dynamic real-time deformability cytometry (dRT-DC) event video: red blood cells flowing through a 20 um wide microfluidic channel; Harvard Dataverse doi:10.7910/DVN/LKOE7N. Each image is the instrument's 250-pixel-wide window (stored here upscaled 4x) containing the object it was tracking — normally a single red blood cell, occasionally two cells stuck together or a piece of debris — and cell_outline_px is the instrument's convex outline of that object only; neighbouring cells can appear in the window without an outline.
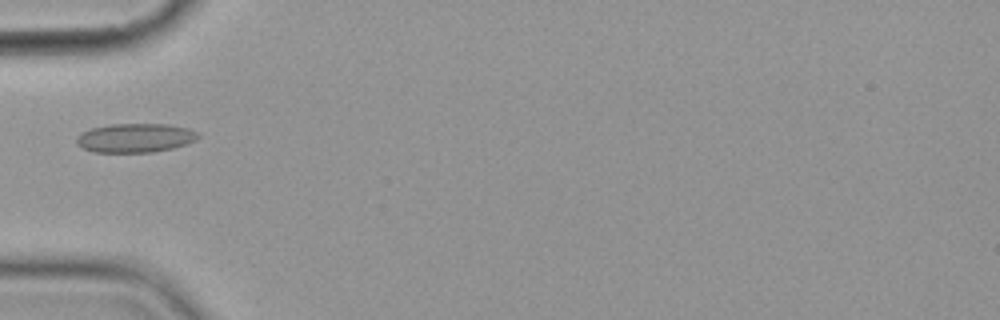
{"species": "common noctule bat (a hibernating species)", "species_latin": "Nyctalus noctula", "temperature_condition": "cold", "stored_images_in_passage": 5, "camera_frame_rate_fps": 3000, "um_per_image_px": 0.085, "animal": {"sex": "female", "body_mass_g": 19.9}, "frame": {"image": 1, "passage_image": 1, "time_ms": 0.0, "image_size_px": [1000, 320], "cell_outline_px": [[200, 136], [196, 140], [172, 148], [152, 152], [92, 152], [76, 144], [76, 136], [80, 132], [92, 128], [112, 124], [168, 124], [188, 128], [196, 132]], "centroid_in_image_um": [11.46, 11.72], "position_along_channel_um": 73.5, "area_um2": 20.52}}
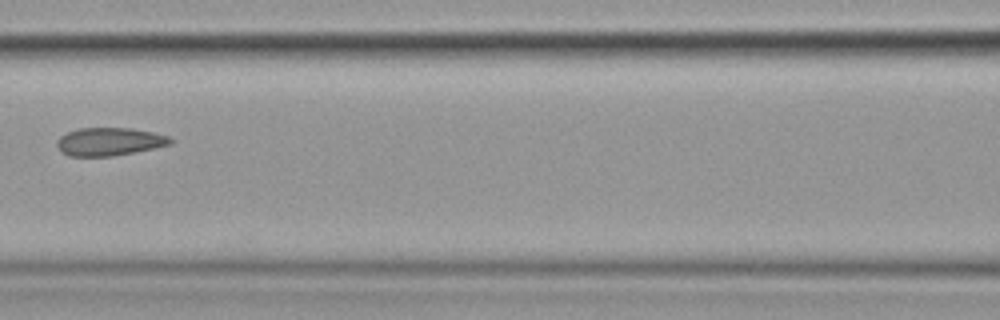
{"frame": {"image": 2, "passage_image": 3, "time_ms": 2.333, "image_size_px": [1000, 320], "cell_outline_px": [[176, 140], [172, 144], [136, 152], [112, 156], [68, 156], [60, 152], [56, 144], [56, 140], [60, 136], [68, 132], [80, 128], [132, 128], [152, 132], [168, 136]], "centroid_in_image_um": [9.3, 12.04], "position_along_channel_um": 157.3, "area_um2": 18.73}}
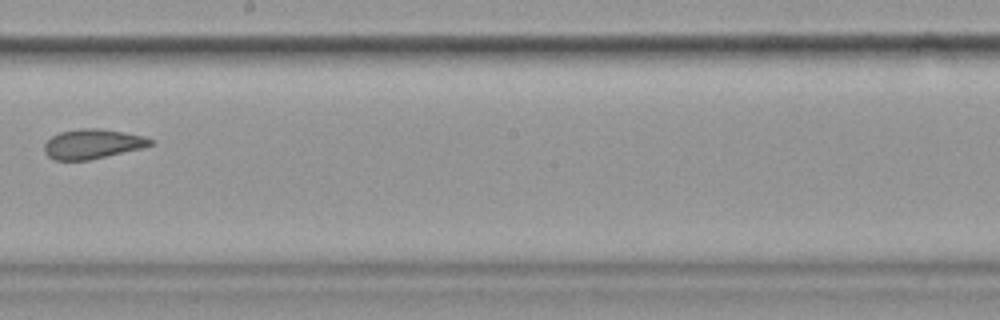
{"frame": {"image": 3, "passage_image": 5, "time_ms": 4.667, "image_size_px": [1000, 320], "cell_outline_px": [[156, 144], [144, 148], [88, 160], [52, 160], [44, 152], [44, 144], [52, 136], [60, 132], [80, 128], [100, 128], [124, 132], [144, 136], [156, 140]], "centroid_in_image_um": [7.91, 12.23], "position_along_channel_um": 240.3, "area_um2": 18.61}}